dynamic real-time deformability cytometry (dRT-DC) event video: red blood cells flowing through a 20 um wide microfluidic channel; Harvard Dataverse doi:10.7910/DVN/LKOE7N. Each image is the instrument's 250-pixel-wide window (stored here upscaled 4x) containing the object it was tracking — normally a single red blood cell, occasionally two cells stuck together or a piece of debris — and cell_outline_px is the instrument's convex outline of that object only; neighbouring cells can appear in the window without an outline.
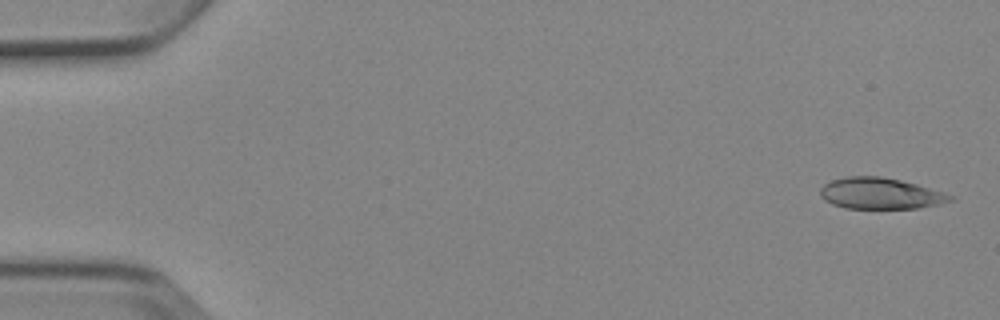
{"species": "Egyptian fruit bat (a non-hibernating species)", "species_latin": "Rousettus aegyptiacus", "temperature_condition": "cold", "stored_images_in_passage": 4, "camera_frame_rate_fps": 3000, "um_per_image_px": 0.085, "animal": {"sex": "female"}, "frame": {"image": 1, "passage_image": 1, "time_ms": 0.0, "image_size_px": [1000, 320], "cell_outline_px": [[956, 200], [920, 208], [844, 208], [832, 204], [824, 200], [820, 196], [820, 188], [824, 184], [832, 180], [848, 176], [880, 176], [900, 180], [916, 184], [944, 192], [956, 196]], "centroid_in_image_um": [74.85, 16.44], "position_along_channel_um": 10.2, "area_um2": 23.76}}
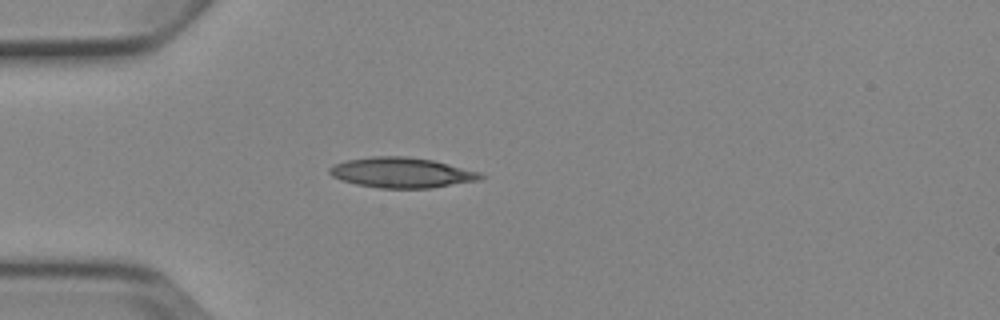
{"frame": {"image": 2, "passage_image": 4, "time_ms": 4.333, "image_size_px": [1000, 320], "cell_outline_px": [[484, 176], [480, 180], [432, 188], [380, 188], [356, 184], [340, 180], [332, 176], [328, 172], [328, 168], [332, 164], [348, 160], [372, 156], [408, 156], [432, 160], [480, 172]], "centroid_in_image_um": [34.11, 14.67], "position_along_channel_um": 50.9, "area_um2": 26.7}}